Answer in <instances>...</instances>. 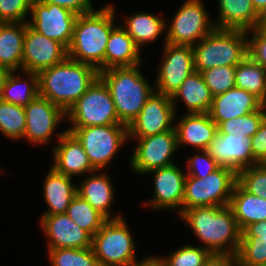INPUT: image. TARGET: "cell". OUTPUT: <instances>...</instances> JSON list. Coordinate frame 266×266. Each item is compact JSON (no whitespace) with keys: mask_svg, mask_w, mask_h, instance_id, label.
<instances>
[{"mask_svg":"<svg viewBox=\"0 0 266 266\" xmlns=\"http://www.w3.org/2000/svg\"><path fill=\"white\" fill-rule=\"evenodd\" d=\"M181 216L211 253L237 254L242 231L229 205L192 207Z\"/></svg>","mask_w":266,"mask_h":266,"instance_id":"cell-1","label":"cell"},{"mask_svg":"<svg viewBox=\"0 0 266 266\" xmlns=\"http://www.w3.org/2000/svg\"><path fill=\"white\" fill-rule=\"evenodd\" d=\"M98 77L99 71L95 67L67 57L38 73L39 96L66 113Z\"/></svg>","mask_w":266,"mask_h":266,"instance_id":"cell-2","label":"cell"},{"mask_svg":"<svg viewBox=\"0 0 266 266\" xmlns=\"http://www.w3.org/2000/svg\"><path fill=\"white\" fill-rule=\"evenodd\" d=\"M114 6L108 5L77 16L67 48L68 58L104 70V56L113 26Z\"/></svg>","mask_w":266,"mask_h":266,"instance_id":"cell-3","label":"cell"},{"mask_svg":"<svg viewBox=\"0 0 266 266\" xmlns=\"http://www.w3.org/2000/svg\"><path fill=\"white\" fill-rule=\"evenodd\" d=\"M137 66L112 67L99 72V77L110 90L119 121L127 126L154 91Z\"/></svg>","mask_w":266,"mask_h":266,"instance_id":"cell-4","label":"cell"},{"mask_svg":"<svg viewBox=\"0 0 266 266\" xmlns=\"http://www.w3.org/2000/svg\"><path fill=\"white\" fill-rule=\"evenodd\" d=\"M247 31L214 28L193 45L194 70L217 66H237L248 55Z\"/></svg>","mask_w":266,"mask_h":266,"instance_id":"cell-5","label":"cell"},{"mask_svg":"<svg viewBox=\"0 0 266 266\" xmlns=\"http://www.w3.org/2000/svg\"><path fill=\"white\" fill-rule=\"evenodd\" d=\"M237 182V174L219 167L204 178L186 176L182 213L198 206H227Z\"/></svg>","mask_w":266,"mask_h":266,"instance_id":"cell-6","label":"cell"},{"mask_svg":"<svg viewBox=\"0 0 266 266\" xmlns=\"http://www.w3.org/2000/svg\"><path fill=\"white\" fill-rule=\"evenodd\" d=\"M134 242L121 215L107 219L92 237V249L100 266H131Z\"/></svg>","mask_w":266,"mask_h":266,"instance_id":"cell-7","label":"cell"},{"mask_svg":"<svg viewBox=\"0 0 266 266\" xmlns=\"http://www.w3.org/2000/svg\"><path fill=\"white\" fill-rule=\"evenodd\" d=\"M66 117L74 124L73 127L122 124L110 90L100 77L70 107Z\"/></svg>","mask_w":266,"mask_h":266,"instance_id":"cell-8","label":"cell"},{"mask_svg":"<svg viewBox=\"0 0 266 266\" xmlns=\"http://www.w3.org/2000/svg\"><path fill=\"white\" fill-rule=\"evenodd\" d=\"M66 131L71 132L82 144L96 171L110 162L128 137V126L124 124L71 127Z\"/></svg>","mask_w":266,"mask_h":266,"instance_id":"cell-9","label":"cell"},{"mask_svg":"<svg viewBox=\"0 0 266 266\" xmlns=\"http://www.w3.org/2000/svg\"><path fill=\"white\" fill-rule=\"evenodd\" d=\"M214 28L215 25L210 24L201 0H186L173 18L165 43L193 46Z\"/></svg>","mask_w":266,"mask_h":266,"instance_id":"cell-10","label":"cell"},{"mask_svg":"<svg viewBox=\"0 0 266 266\" xmlns=\"http://www.w3.org/2000/svg\"><path fill=\"white\" fill-rule=\"evenodd\" d=\"M32 21L28 25L36 32L69 47L77 14L62 6L32 0Z\"/></svg>","mask_w":266,"mask_h":266,"instance_id":"cell-11","label":"cell"},{"mask_svg":"<svg viewBox=\"0 0 266 266\" xmlns=\"http://www.w3.org/2000/svg\"><path fill=\"white\" fill-rule=\"evenodd\" d=\"M138 139V145L131 166L136 173H149L151 170L173 165L171 157L178 148L175 127L169 131Z\"/></svg>","mask_w":266,"mask_h":266,"instance_id":"cell-12","label":"cell"},{"mask_svg":"<svg viewBox=\"0 0 266 266\" xmlns=\"http://www.w3.org/2000/svg\"><path fill=\"white\" fill-rule=\"evenodd\" d=\"M175 111L170 96L154 91L137 117L129 124L128 136L142 138L173 129Z\"/></svg>","mask_w":266,"mask_h":266,"instance_id":"cell-13","label":"cell"},{"mask_svg":"<svg viewBox=\"0 0 266 266\" xmlns=\"http://www.w3.org/2000/svg\"><path fill=\"white\" fill-rule=\"evenodd\" d=\"M164 59L156 79V90L160 94L172 97L182 82L194 70L193 47L165 43Z\"/></svg>","mask_w":266,"mask_h":266,"instance_id":"cell-14","label":"cell"},{"mask_svg":"<svg viewBox=\"0 0 266 266\" xmlns=\"http://www.w3.org/2000/svg\"><path fill=\"white\" fill-rule=\"evenodd\" d=\"M68 57L67 48L33 30L27 22L23 45L22 70L36 72L63 62Z\"/></svg>","mask_w":266,"mask_h":266,"instance_id":"cell-15","label":"cell"},{"mask_svg":"<svg viewBox=\"0 0 266 266\" xmlns=\"http://www.w3.org/2000/svg\"><path fill=\"white\" fill-rule=\"evenodd\" d=\"M206 151L220 167L229 168L236 174L259 163L253 156L251 138L247 136L218 132Z\"/></svg>","mask_w":266,"mask_h":266,"instance_id":"cell-16","label":"cell"},{"mask_svg":"<svg viewBox=\"0 0 266 266\" xmlns=\"http://www.w3.org/2000/svg\"><path fill=\"white\" fill-rule=\"evenodd\" d=\"M26 129L24 138L33 144L45 143L50 140L57 124L66 113L48 99L38 96L24 107Z\"/></svg>","mask_w":266,"mask_h":266,"instance_id":"cell-17","label":"cell"},{"mask_svg":"<svg viewBox=\"0 0 266 266\" xmlns=\"http://www.w3.org/2000/svg\"><path fill=\"white\" fill-rule=\"evenodd\" d=\"M41 226L48 236V248H76L92 247V236L81 229L66 213L43 215Z\"/></svg>","mask_w":266,"mask_h":266,"instance_id":"cell-18","label":"cell"},{"mask_svg":"<svg viewBox=\"0 0 266 266\" xmlns=\"http://www.w3.org/2000/svg\"><path fill=\"white\" fill-rule=\"evenodd\" d=\"M150 172L154 174L155 193L152 202L147 204H151L154 209L177 207L181 215L187 175H184L175 164Z\"/></svg>","mask_w":266,"mask_h":266,"instance_id":"cell-19","label":"cell"},{"mask_svg":"<svg viewBox=\"0 0 266 266\" xmlns=\"http://www.w3.org/2000/svg\"><path fill=\"white\" fill-rule=\"evenodd\" d=\"M264 105L252 93L234 87L213 97L208 114L218 126L223 121L260 110Z\"/></svg>","mask_w":266,"mask_h":266,"instance_id":"cell-20","label":"cell"},{"mask_svg":"<svg viewBox=\"0 0 266 266\" xmlns=\"http://www.w3.org/2000/svg\"><path fill=\"white\" fill-rule=\"evenodd\" d=\"M59 136V145L54 149V165L52 166L58 173L72 177L86 172L96 171L84 151L78 139L68 131Z\"/></svg>","mask_w":266,"mask_h":266,"instance_id":"cell-21","label":"cell"},{"mask_svg":"<svg viewBox=\"0 0 266 266\" xmlns=\"http://www.w3.org/2000/svg\"><path fill=\"white\" fill-rule=\"evenodd\" d=\"M176 133L178 147L189 144L197 149L206 150L218 133V126L208 113H188L177 124Z\"/></svg>","mask_w":266,"mask_h":266,"instance_id":"cell-22","label":"cell"},{"mask_svg":"<svg viewBox=\"0 0 266 266\" xmlns=\"http://www.w3.org/2000/svg\"><path fill=\"white\" fill-rule=\"evenodd\" d=\"M140 48L125 28L115 27L109 36L104 56V70L140 65Z\"/></svg>","mask_w":266,"mask_h":266,"instance_id":"cell-23","label":"cell"},{"mask_svg":"<svg viewBox=\"0 0 266 266\" xmlns=\"http://www.w3.org/2000/svg\"><path fill=\"white\" fill-rule=\"evenodd\" d=\"M220 18L216 28L251 31L261 24V16L251 0H219Z\"/></svg>","mask_w":266,"mask_h":266,"instance_id":"cell-24","label":"cell"},{"mask_svg":"<svg viewBox=\"0 0 266 266\" xmlns=\"http://www.w3.org/2000/svg\"><path fill=\"white\" fill-rule=\"evenodd\" d=\"M27 22L0 23V66L17 71L22 68Z\"/></svg>","mask_w":266,"mask_h":266,"instance_id":"cell-25","label":"cell"},{"mask_svg":"<svg viewBox=\"0 0 266 266\" xmlns=\"http://www.w3.org/2000/svg\"><path fill=\"white\" fill-rule=\"evenodd\" d=\"M229 206L241 231L252 223L266 220V199L247 192L238 182L234 186Z\"/></svg>","mask_w":266,"mask_h":266,"instance_id":"cell-26","label":"cell"},{"mask_svg":"<svg viewBox=\"0 0 266 266\" xmlns=\"http://www.w3.org/2000/svg\"><path fill=\"white\" fill-rule=\"evenodd\" d=\"M44 197L49 211L44 215L66 213L71 200L77 195L71 177L58 173L53 167L47 174L44 183Z\"/></svg>","mask_w":266,"mask_h":266,"instance_id":"cell-27","label":"cell"},{"mask_svg":"<svg viewBox=\"0 0 266 266\" xmlns=\"http://www.w3.org/2000/svg\"><path fill=\"white\" fill-rule=\"evenodd\" d=\"M179 97L185 102L189 113H208L213 100L202 73L197 71L189 75L171 97L174 108L175 99Z\"/></svg>","mask_w":266,"mask_h":266,"instance_id":"cell-28","label":"cell"},{"mask_svg":"<svg viewBox=\"0 0 266 266\" xmlns=\"http://www.w3.org/2000/svg\"><path fill=\"white\" fill-rule=\"evenodd\" d=\"M77 194L110 219L109 208L112 204L114 189L107 175L96 174L86 178L81 186L77 187Z\"/></svg>","mask_w":266,"mask_h":266,"instance_id":"cell-29","label":"cell"},{"mask_svg":"<svg viewBox=\"0 0 266 266\" xmlns=\"http://www.w3.org/2000/svg\"><path fill=\"white\" fill-rule=\"evenodd\" d=\"M235 87L252 93L266 105V69L249 55L236 66Z\"/></svg>","mask_w":266,"mask_h":266,"instance_id":"cell-30","label":"cell"},{"mask_svg":"<svg viewBox=\"0 0 266 266\" xmlns=\"http://www.w3.org/2000/svg\"><path fill=\"white\" fill-rule=\"evenodd\" d=\"M126 19L125 30L139 48L155 40L166 27L163 19L149 13H138Z\"/></svg>","mask_w":266,"mask_h":266,"instance_id":"cell-31","label":"cell"},{"mask_svg":"<svg viewBox=\"0 0 266 266\" xmlns=\"http://www.w3.org/2000/svg\"><path fill=\"white\" fill-rule=\"evenodd\" d=\"M14 71L8 75L0 99L4 102L25 107L39 96V78L36 72H25L31 83L22 85L20 77H14Z\"/></svg>","mask_w":266,"mask_h":266,"instance_id":"cell-32","label":"cell"},{"mask_svg":"<svg viewBox=\"0 0 266 266\" xmlns=\"http://www.w3.org/2000/svg\"><path fill=\"white\" fill-rule=\"evenodd\" d=\"M66 214L81 229L86 230L92 237L103 226L107 218L93 208L85 199L78 194L71 200Z\"/></svg>","mask_w":266,"mask_h":266,"instance_id":"cell-33","label":"cell"},{"mask_svg":"<svg viewBox=\"0 0 266 266\" xmlns=\"http://www.w3.org/2000/svg\"><path fill=\"white\" fill-rule=\"evenodd\" d=\"M26 116L23 106L4 102L0 99V131L9 138L24 137Z\"/></svg>","mask_w":266,"mask_h":266,"instance_id":"cell-34","label":"cell"},{"mask_svg":"<svg viewBox=\"0 0 266 266\" xmlns=\"http://www.w3.org/2000/svg\"><path fill=\"white\" fill-rule=\"evenodd\" d=\"M265 108L266 105L260 110L248 113L242 117L221 122L218 125V132L220 134H233L251 138L257 132L262 120L266 116V112H264Z\"/></svg>","mask_w":266,"mask_h":266,"instance_id":"cell-35","label":"cell"},{"mask_svg":"<svg viewBox=\"0 0 266 266\" xmlns=\"http://www.w3.org/2000/svg\"><path fill=\"white\" fill-rule=\"evenodd\" d=\"M49 258L52 266H100L92 247L50 249Z\"/></svg>","mask_w":266,"mask_h":266,"instance_id":"cell-36","label":"cell"},{"mask_svg":"<svg viewBox=\"0 0 266 266\" xmlns=\"http://www.w3.org/2000/svg\"><path fill=\"white\" fill-rule=\"evenodd\" d=\"M236 257L238 266H266V240L241 236Z\"/></svg>","mask_w":266,"mask_h":266,"instance_id":"cell-37","label":"cell"},{"mask_svg":"<svg viewBox=\"0 0 266 266\" xmlns=\"http://www.w3.org/2000/svg\"><path fill=\"white\" fill-rule=\"evenodd\" d=\"M235 72L236 66H217L201 73L214 97L235 87Z\"/></svg>","mask_w":266,"mask_h":266,"instance_id":"cell-38","label":"cell"},{"mask_svg":"<svg viewBox=\"0 0 266 266\" xmlns=\"http://www.w3.org/2000/svg\"><path fill=\"white\" fill-rule=\"evenodd\" d=\"M237 182L247 192L266 199V163L244 168L237 174Z\"/></svg>","mask_w":266,"mask_h":266,"instance_id":"cell-39","label":"cell"},{"mask_svg":"<svg viewBox=\"0 0 266 266\" xmlns=\"http://www.w3.org/2000/svg\"><path fill=\"white\" fill-rule=\"evenodd\" d=\"M211 254L205 247L186 245L171 253L164 261L166 266H202Z\"/></svg>","mask_w":266,"mask_h":266,"instance_id":"cell-40","label":"cell"},{"mask_svg":"<svg viewBox=\"0 0 266 266\" xmlns=\"http://www.w3.org/2000/svg\"><path fill=\"white\" fill-rule=\"evenodd\" d=\"M32 0H0V23L23 22Z\"/></svg>","mask_w":266,"mask_h":266,"instance_id":"cell-41","label":"cell"},{"mask_svg":"<svg viewBox=\"0 0 266 266\" xmlns=\"http://www.w3.org/2000/svg\"><path fill=\"white\" fill-rule=\"evenodd\" d=\"M202 152L203 156L196 155L189 159V174L187 176L204 178L220 167L206 150H202Z\"/></svg>","mask_w":266,"mask_h":266,"instance_id":"cell-42","label":"cell"},{"mask_svg":"<svg viewBox=\"0 0 266 266\" xmlns=\"http://www.w3.org/2000/svg\"><path fill=\"white\" fill-rule=\"evenodd\" d=\"M253 38L248 39V55L266 68V30L260 25L252 29Z\"/></svg>","mask_w":266,"mask_h":266,"instance_id":"cell-43","label":"cell"},{"mask_svg":"<svg viewBox=\"0 0 266 266\" xmlns=\"http://www.w3.org/2000/svg\"><path fill=\"white\" fill-rule=\"evenodd\" d=\"M251 145L254 158L259 163H266V116L257 132L251 137Z\"/></svg>","mask_w":266,"mask_h":266,"instance_id":"cell-44","label":"cell"},{"mask_svg":"<svg viewBox=\"0 0 266 266\" xmlns=\"http://www.w3.org/2000/svg\"><path fill=\"white\" fill-rule=\"evenodd\" d=\"M42 3H52L71 10L77 15L94 11L90 0H39Z\"/></svg>","mask_w":266,"mask_h":266,"instance_id":"cell-45","label":"cell"},{"mask_svg":"<svg viewBox=\"0 0 266 266\" xmlns=\"http://www.w3.org/2000/svg\"><path fill=\"white\" fill-rule=\"evenodd\" d=\"M202 266H238L236 255L212 253Z\"/></svg>","mask_w":266,"mask_h":266,"instance_id":"cell-46","label":"cell"},{"mask_svg":"<svg viewBox=\"0 0 266 266\" xmlns=\"http://www.w3.org/2000/svg\"><path fill=\"white\" fill-rule=\"evenodd\" d=\"M242 236H258V240H266V220L250 224L242 231Z\"/></svg>","mask_w":266,"mask_h":266,"instance_id":"cell-47","label":"cell"},{"mask_svg":"<svg viewBox=\"0 0 266 266\" xmlns=\"http://www.w3.org/2000/svg\"><path fill=\"white\" fill-rule=\"evenodd\" d=\"M131 266H166V263L161 257H149L144 259L142 262H133Z\"/></svg>","mask_w":266,"mask_h":266,"instance_id":"cell-48","label":"cell"},{"mask_svg":"<svg viewBox=\"0 0 266 266\" xmlns=\"http://www.w3.org/2000/svg\"><path fill=\"white\" fill-rule=\"evenodd\" d=\"M251 3L261 17L266 13V0H251Z\"/></svg>","mask_w":266,"mask_h":266,"instance_id":"cell-49","label":"cell"},{"mask_svg":"<svg viewBox=\"0 0 266 266\" xmlns=\"http://www.w3.org/2000/svg\"><path fill=\"white\" fill-rule=\"evenodd\" d=\"M10 72L11 71L9 69L0 66V96H1L2 91H3L5 81L8 77V75L10 74Z\"/></svg>","mask_w":266,"mask_h":266,"instance_id":"cell-50","label":"cell"},{"mask_svg":"<svg viewBox=\"0 0 266 266\" xmlns=\"http://www.w3.org/2000/svg\"><path fill=\"white\" fill-rule=\"evenodd\" d=\"M260 26L266 30V13L261 17V24Z\"/></svg>","mask_w":266,"mask_h":266,"instance_id":"cell-51","label":"cell"}]
</instances>
